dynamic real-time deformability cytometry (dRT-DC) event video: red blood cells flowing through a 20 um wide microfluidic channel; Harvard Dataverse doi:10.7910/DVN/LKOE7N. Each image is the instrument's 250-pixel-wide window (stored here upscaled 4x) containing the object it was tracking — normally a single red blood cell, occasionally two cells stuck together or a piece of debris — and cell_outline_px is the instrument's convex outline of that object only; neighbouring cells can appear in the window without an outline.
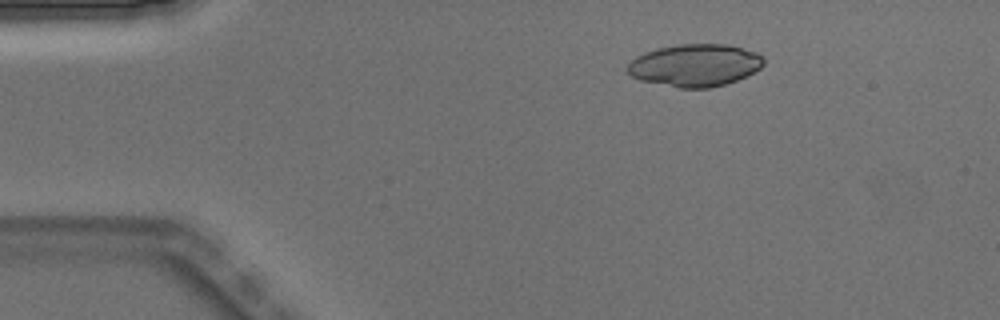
{"species": "Egyptian fruit bat (a non-hibernating species)", "species_latin": "Rousettus aegyptiacus", "temperature_condition": "warm", "stored_images_in_passage": 3, "camera_frame_rate_fps": 3000, "um_per_image_px": 0.085, "animal": {"sex": "male"}, "frame": {"image": 1, "passage_image": 2, "time_ms": 0.333, "image_size_px": [1000, 320], "cell_outline_px": [[764, 64], [760, 68], [736, 80], [724, 84], [708, 88], [680, 88], [640, 80], [632, 76], [628, 72], [628, 64], [636, 56], [644, 52], [656, 48], [680, 44], [728, 44], [756, 52], [764, 60]], "centroid_in_image_um": [59.05, 5.54], "position_along_channel_um": 25.9, "area_um2": 33.41}}